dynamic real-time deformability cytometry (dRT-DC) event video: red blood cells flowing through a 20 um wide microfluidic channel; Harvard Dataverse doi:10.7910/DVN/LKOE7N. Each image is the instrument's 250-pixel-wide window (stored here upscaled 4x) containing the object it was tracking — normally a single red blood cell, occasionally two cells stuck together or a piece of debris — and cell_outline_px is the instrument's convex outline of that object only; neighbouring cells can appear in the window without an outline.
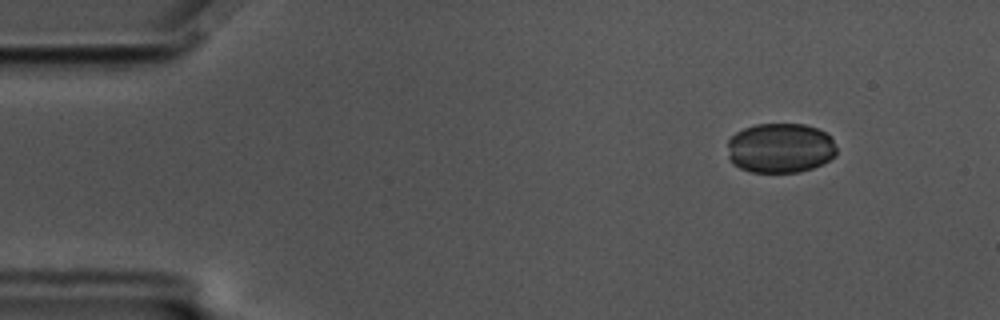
{"species": "common noctule bat (a hibernating species)", "species_latin": "Nyctalus noctula", "temperature_condition": "cold", "stored_images_in_passage": 59, "camera_frame_rate_fps": 3000, "um_per_image_px": 0.085, "animal": {"sex": "male", "body_mass_g": 17.5, "forearm_length_mm": 52.3}, "frame": {"image": 1, "passage_image": 7, "time_ms": 2.0, "image_size_px": [1000, 320], "cell_outline_px": [[836, 156], [812, 168], [800, 172], [752, 172], [740, 168], [732, 164], [728, 160], [728, 140], [736, 132], [744, 128], [756, 124], [804, 124], [816, 128], [824, 132], [832, 140], [836, 148]], "centroid_in_image_um": [66.29, 12.59], "position_along_channel_um": 18.7, "area_um2": 31.73}}
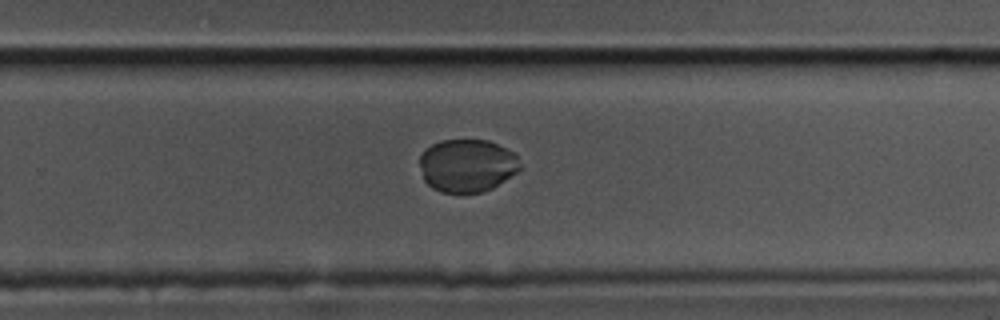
{"frame": {"image": 2, "passage_image": 38, "time_ms": 12.333, "image_size_px": [1000, 320], "cell_outline_px": [[524, 168], [492, 188], [480, 192], [440, 192], [432, 188], [424, 180], [420, 164], [420, 156], [432, 144], [440, 140], [488, 140], [508, 148], [516, 152]], "centroid_in_image_um": [39.77, 14.06], "position_along_channel_um": 290.0, "area_um2": 31.21}}
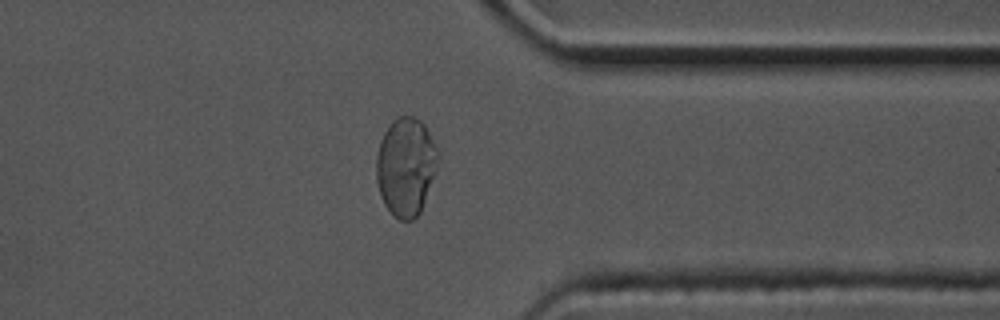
{"frame": {"image": 3, "passage_image": 46, "time_ms": 15.0, "image_size_px": [1000, 320], "cell_outline_px": [[440, 156], [436, 168], [420, 212], [412, 220], [400, 220], [392, 216], [384, 204], [380, 196], [376, 180], [376, 156], [380, 140], [384, 132], [392, 120], [396, 116], [412, 116], [420, 120], [424, 124], [440, 152]], "centroid_in_image_um": [34.48, 14.14], "position_along_channel_um": 376.9, "area_um2": 35.55}}